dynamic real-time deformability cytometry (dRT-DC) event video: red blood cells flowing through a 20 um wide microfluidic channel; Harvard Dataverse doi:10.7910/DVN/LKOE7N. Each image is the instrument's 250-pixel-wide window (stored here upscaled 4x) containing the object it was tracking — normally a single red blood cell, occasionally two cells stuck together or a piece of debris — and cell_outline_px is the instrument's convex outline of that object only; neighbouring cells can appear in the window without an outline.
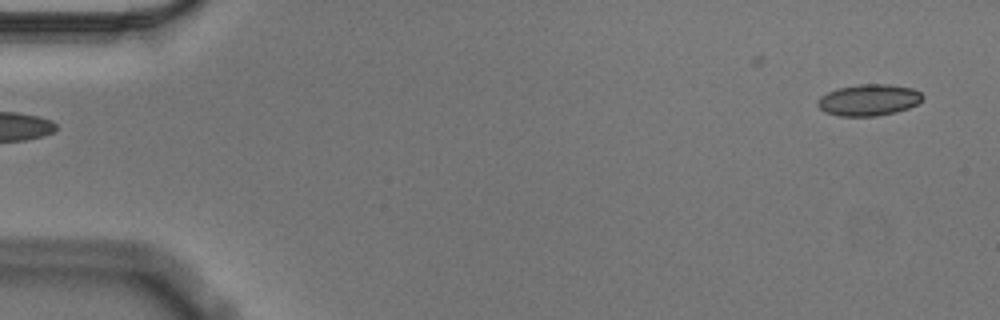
{"species": "Egyptian fruit bat (a non-hibernating species)", "species_latin": "Rousettus aegyptiacus", "temperature_condition": "cold", "stored_images_in_passage": 16, "camera_frame_rate_fps": 3000, "um_per_image_px": 0.085, "animal": {"sex": "male"}, "frame": {"image": 1, "passage_image": 1, "time_ms": 0.0, "image_size_px": [1000, 320], "cell_outline_px": [[924, 100], [908, 108], [896, 112], [876, 116], [840, 116], [824, 112], [816, 104], [816, 100], [820, 96], [836, 88], [860, 84], [888, 84], [912, 88], [920, 92], [924, 96]], "centroid_in_image_um": [73.83, 8.5], "position_along_channel_um": 11.2, "area_um2": 19.42}}
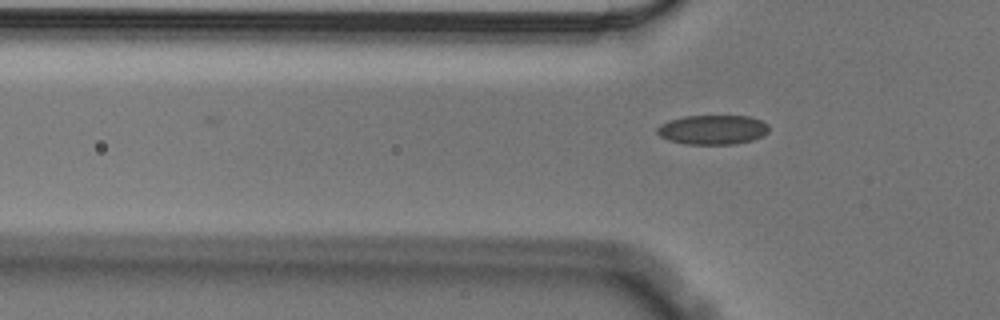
{"frame": {"image": 2, "passage_image": 16, "time_ms": 5.0, "image_size_px": [1000, 320], "cell_outline_px": [[768, 132], [764, 136], [752, 140], [732, 144], [684, 144], [668, 140], [660, 136], [656, 132], [656, 128], [660, 124], [668, 120], [684, 116], [748, 116], [760, 120], [768, 124]], "centroid_in_image_um": [60.55, 11.02], "position_along_channel_um": 65.2, "area_um2": 19.31}}